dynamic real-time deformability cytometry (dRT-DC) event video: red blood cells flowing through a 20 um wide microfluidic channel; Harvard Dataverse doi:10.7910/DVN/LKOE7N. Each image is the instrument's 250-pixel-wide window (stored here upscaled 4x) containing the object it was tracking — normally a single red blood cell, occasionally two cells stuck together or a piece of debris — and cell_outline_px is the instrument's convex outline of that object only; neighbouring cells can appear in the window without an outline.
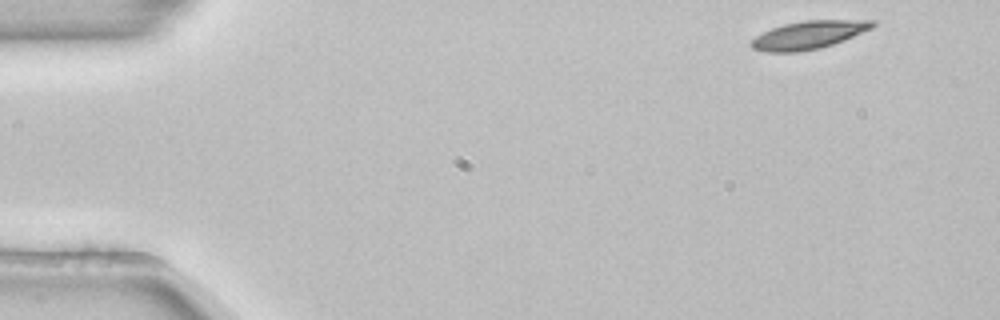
{"species": "common noctule bat (a hibernating species)", "species_latin": "Nyctalus noctula", "temperature_condition": "room temperature", "stored_images_in_passage": 50, "camera_frame_rate_fps": 3000, "um_per_image_px": 0.085, "animal": {"sex": "female", "body_mass_g": 22.7, "forearm_length_mm": 54.2}, "frame": {"image": 1, "passage_image": 1, "time_ms": 0.0, "image_size_px": [1000, 320], "cell_outline_px": [[880, 20], [872, 28], [844, 40], [820, 48], [796, 52], [764, 52], [752, 48], [748, 44], [756, 36], [772, 28], [784, 24], [804, 20]], "centroid_in_image_um": [68.74, 2.97], "position_along_channel_um": 16.3, "area_um2": 19.83}}
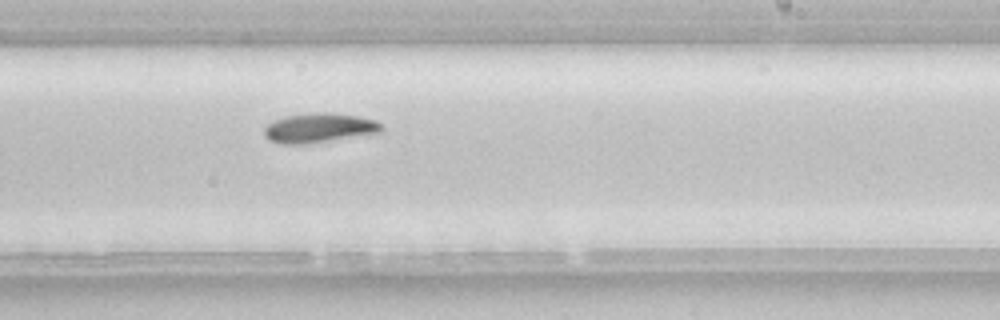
{"frame": {"image": 2, "passage_image": 29, "time_ms": 9.333, "image_size_px": [1000, 320], "cell_outline_px": [[384, 128], [380, 132], [304, 144], [280, 144], [268, 140], [264, 136], [264, 128], [268, 124], [284, 116], [316, 112], [328, 112], [356, 116], [376, 120]], "centroid_in_image_um": [27.08, 10.87], "position_along_channel_um": 261.9, "area_um2": 19.94}}
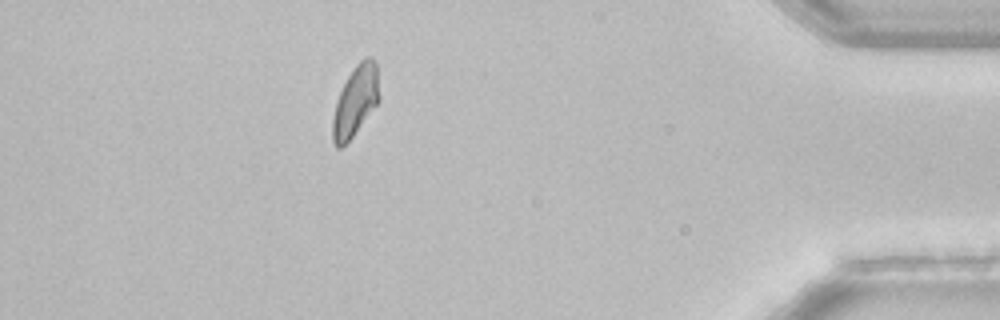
{"frame": {"image": 3, "passage_image": 44, "time_ms": 14.333, "image_size_px": [1000, 320], "cell_outline_px": [[380, 100], [352, 136], [340, 148], [336, 148], [332, 140], [332, 120], [336, 100], [348, 76], [356, 64], [364, 56], [372, 56], [376, 64], [380, 96]], "centroid_in_image_um": [30.21, 8.56], "position_along_channel_um": 405.0, "area_um2": 19.02}, "authors_computed_cell_mechanics": {"area_um2": 19.8543, "velocity_mm_per_s": 3.8391, "shape_relaxation_time_tau1_ms": 3.3204, "shape_relaxation_time_tau2_ms": null, "deformation_change_tau1": 0.1182, "deformation_change_tau2": null}}